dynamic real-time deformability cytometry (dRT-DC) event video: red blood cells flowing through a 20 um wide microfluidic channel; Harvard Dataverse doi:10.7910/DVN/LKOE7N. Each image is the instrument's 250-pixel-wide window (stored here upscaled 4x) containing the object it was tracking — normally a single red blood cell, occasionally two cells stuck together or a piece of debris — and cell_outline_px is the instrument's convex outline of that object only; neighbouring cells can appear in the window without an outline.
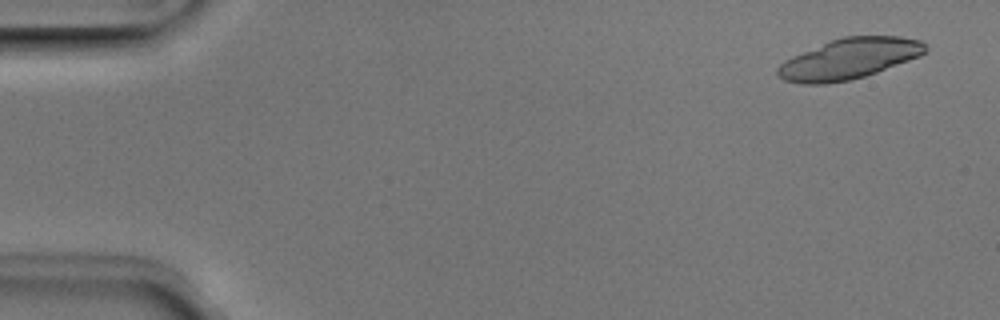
{"species": "Egyptian fruit bat (a non-hibernating species)", "species_latin": "Rousettus aegyptiacus", "temperature_condition": "room temperature", "stored_images_in_passage": 18, "camera_frame_rate_fps": 3000, "um_per_image_px": 0.085, "animal": {"sex": "male"}, "frame": {"image": 1, "passage_image": 3, "time_ms": 0.667, "image_size_px": [1000, 320], "cell_outline_px": [[928, 48], [920, 56], [876, 72], [852, 80], [824, 84], [804, 84], [784, 80], [776, 72], [776, 68], [784, 60], [792, 56], [832, 40], [844, 36], [900, 36], [920, 40]], "centroid_in_image_um": [72.16, 5.0], "position_along_channel_um": 12.8, "area_um2": 34.68}}